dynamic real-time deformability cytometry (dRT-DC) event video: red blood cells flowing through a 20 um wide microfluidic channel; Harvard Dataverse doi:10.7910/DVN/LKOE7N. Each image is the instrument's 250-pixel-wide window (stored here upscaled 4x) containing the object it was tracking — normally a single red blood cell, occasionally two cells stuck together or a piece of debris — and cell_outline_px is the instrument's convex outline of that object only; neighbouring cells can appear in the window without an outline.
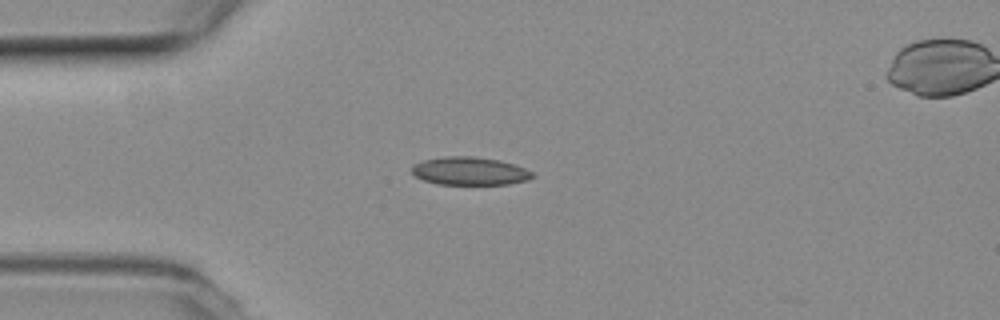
{"species": "common noctule bat (a hibernating species)", "species_latin": "Nyctalus noctula", "temperature_condition": "room temperature", "stored_images_in_passage": 37, "camera_frame_rate_fps": 3000, "um_per_image_px": 0.085, "animal": {"sex": "female", "body_mass_g": 19.3, "forearm_length_mm": 54.1}, "frame": {"image": 1, "passage_image": 1, "time_ms": 0.0, "image_size_px": [1000, 320], "cell_outline_px": [[536, 176], [528, 180], [508, 184], [436, 184], [424, 180], [416, 176], [412, 172], [412, 164], [424, 160], [444, 156], [472, 156], [500, 160], [524, 168], [532, 172]], "centroid_in_image_um": [39.92, 14.54], "position_along_channel_um": 45.1, "area_um2": 19.71}}
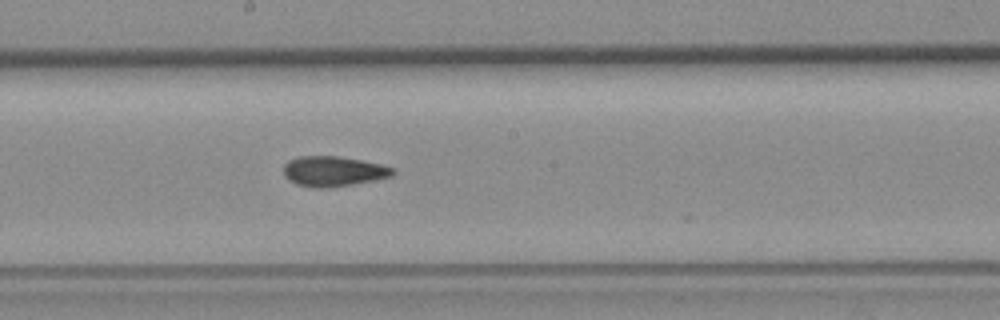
{"frame": {"image": 2, "passage_image": 16, "time_ms": 5.0, "image_size_px": [1000, 320], "cell_outline_px": [[396, 172], [392, 176], [376, 180], [328, 188], [312, 188], [296, 184], [288, 180], [284, 176], [284, 164], [288, 160], [300, 156], [340, 156], [380, 164], [396, 168]], "centroid_in_image_um": [28.34, 14.56], "position_along_channel_um": 219.9, "area_um2": 19.42}}
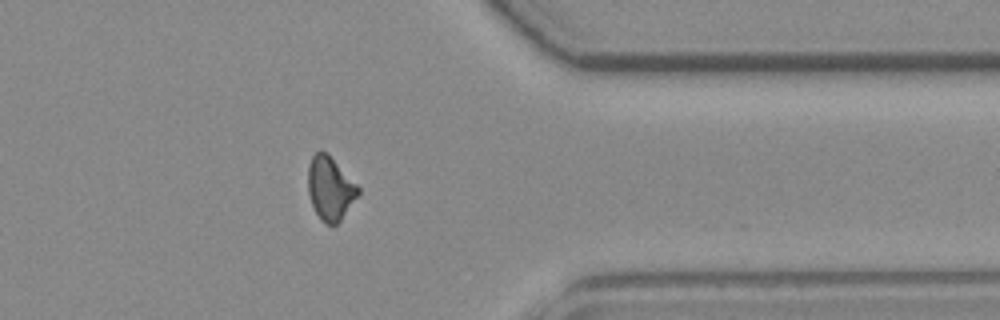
{"frame": {"image": 3, "passage_image": 30, "time_ms": 9.667, "image_size_px": [1000, 320], "cell_outline_px": [[360, 192], [340, 220], [336, 224], [324, 224], [320, 220], [312, 204], [308, 192], [308, 168], [312, 156], [320, 148], [328, 152], [360, 188]], "centroid_in_image_um": [28.05, 15.97], "position_along_channel_um": 383.4, "area_um2": 18.55}, "authors_computed_cell_mechanics": {"area_um2": 19.074, "velocity_mm_per_s": 3.8098, "shape_relaxation_time_tau1_ms": null, "shape_relaxation_time_tau2_ms": 1.8674, "deformation_change_tau1": null, "deformation_change_tau2": 0.0644}}